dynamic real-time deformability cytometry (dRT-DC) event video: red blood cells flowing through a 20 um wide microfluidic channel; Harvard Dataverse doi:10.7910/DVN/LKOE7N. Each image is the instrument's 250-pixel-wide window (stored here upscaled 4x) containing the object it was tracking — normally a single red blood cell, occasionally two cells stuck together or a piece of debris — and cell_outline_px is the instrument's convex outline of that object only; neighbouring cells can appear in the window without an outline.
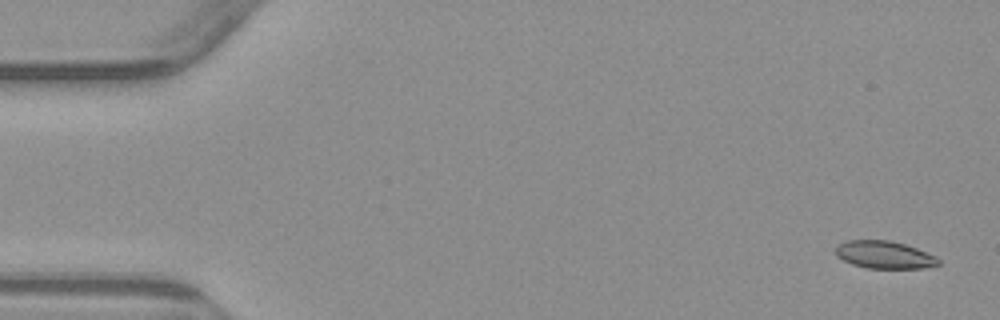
{"species": "common noctule bat (a hibernating species)", "species_latin": "Nyctalus noctula", "temperature_condition": "warm", "stored_images_in_passage": 5, "camera_frame_rate_fps": 3000, "um_per_image_px": 0.085, "animal": {"sex": "male", "body_mass_g": 23.1, "forearm_length_mm": 52.7}, "frame": {"image": 1, "passage_image": 1, "time_ms": 0.0, "image_size_px": [1000, 320], "cell_outline_px": [[940, 264], [920, 268], [868, 268], [852, 264], [836, 256], [836, 248], [840, 244], [848, 240], [888, 240], [904, 244], [916, 248], [936, 256], [940, 260]], "centroid_in_image_um": [75.18, 21.66], "position_along_channel_um": 9.8, "area_um2": 16.3}}
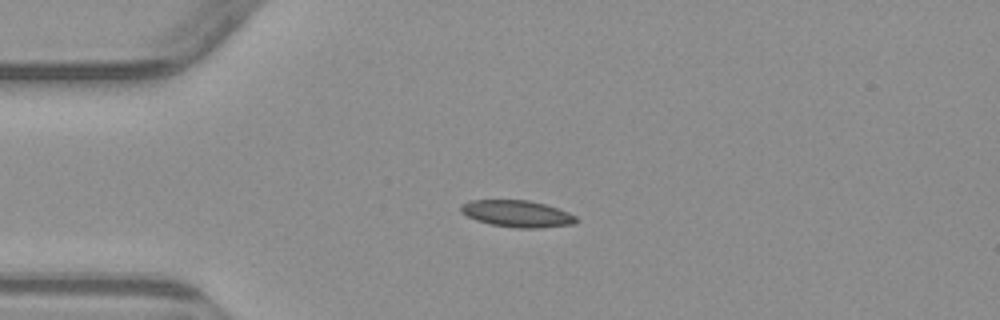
{"frame": {"image": 2, "passage_image": 4, "time_ms": 3.667, "image_size_px": [1000, 320], "cell_outline_px": [[580, 220], [576, 224], [536, 228], [516, 228], [492, 224], [476, 220], [460, 212], [460, 204], [468, 200], [528, 200], [544, 204], [568, 212], [576, 216]], "centroid_in_image_um": [43.96, 18.16], "position_along_channel_um": 41.0, "area_um2": 18.03}}